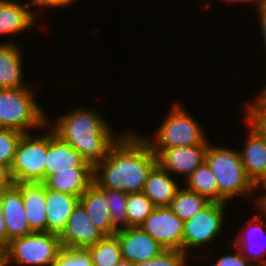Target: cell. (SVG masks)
<instances>
[{
    "instance_id": "obj_7",
    "label": "cell",
    "mask_w": 266,
    "mask_h": 266,
    "mask_svg": "<svg viewBox=\"0 0 266 266\" xmlns=\"http://www.w3.org/2000/svg\"><path fill=\"white\" fill-rule=\"evenodd\" d=\"M48 150V132L41 136L24 133L10 168L14 184L43 183Z\"/></svg>"
},
{
    "instance_id": "obj_3",
    "label": "cell",
    "mask_w": 266,
    "mask_h": 266,
    "mask_svg": "<svg viewBox=\"0 0 266 266\" xmlns=\"http://www.w3.org/2000/svg\"><path fill=\"white\" fill-rule=\"evenodd\" d=\"M205 162L216 176L218 202L227 203L236 196L257 192V186L247 176L239 150L208 144Z\"/></svg>"
},
{
    "instance_id": "obj_29",
    "label": "cell",
    "mask_w": 266,
    "mask_h": 266,
    "mask_svg": "<svg viewBox=\"0 0 266 266\" xmlns=\"http://www.w3.org/2000/svg\"><path fill=\"white\" fill-rule=\"evenodd\" d=\"M24 133L0 127V164L11 168L18 143Z\"/></svg>"
},
{
    "instance_id": "obj_12",
    "label": "cell",
    "mask_w": 266,
    "mask_h": 266,
    "mask_svg": "<svg viewBox=\"0 0 266 266\" xmlns=\"http://www.w3.org/2000/svg\"><path fill=\"white\" fill-rule=\"evenodd\" d=\"M114 235L120 242L122 259L134 264L150 260L165 250L140 227L119 229Z\"/></svg>"
},
{
    "instance_id": "obj_37",
    "label": "cell",
    "mask_w": 266,
    "mask_h": 266,
    "mask_svg": "<svg viewBox=\"0 0 266 266\" xmlns=\"http://www.w3.org/2000/svg\"><path fill=\"white\" fill-rule=\"evenodd\" d=\"M8 245V235L5 221L2 215V203L0 200V251H3Z\"/></svg>"
},
{
    "instance_id": "obj_31",
    "label": "cell",
    "mask_w": 266,
    "mask_h": 266,
    "mask_svg": "<svg viewBox=\"0 0 266 266\" xmlns=\"http://www.w3.org/2000/svg\"><path fill=\"white\" fill-rule=\"evenodd\" d=\"M187 257L181 250L165 249L154 258L135 263L134 266H185Z\"/></svg>"
},
{
    "instance_id": "obj_16",
    "label": "cell",
    "mask_w": 266,
    "mask_h": 266,
    "mask_svg": "<svg viewBox=\"0 0 266 266\" xmlns=\"http://www.w3.org/2000/svg\"><path fill=\"white\" fill-rule=\"evenodd\" d=\"M22 191L25 217L32 232H47L46 187L43 183H17Z\"/></svg>"
},
{
    "instance_id": "obj_2",
    "label": "cell",
    "mask_w": 266,
    "mask_h": 266,
    "mask_svg": "<svg viewBox=\"0 0 266 266\" xmlns=\"http://www.w3.org/2000/svg\"><path fill=\"white\" fill-rule=\"evenodd\" d=\"M101 116L92 109L77 107L54 119L51 126L61 140L73 146L93 167L107 156L111 146L122 135H117Z\"/></svg>"
},
{
    "instance_id": "obj_21",
    "label": "cell",
    "mask_w": 266,
    "mask_h": 266,
    "mask_svg": "<svg viewBox=\"0 0 266 266\" xmlns=\"http://www.w3.org/2000/svg\"><path fill=\"white\" fill-rule=\"evenodd\" d=\"M19 47L11 41L0 44V89L26 87L23 82V55Z\"/></svg>"
},
{
    "instance_id": "obj_35",
    "label": "cell",
    "mask_w": 266,
    "mask_h": 266,
    "mask_svg": "<svg viewBox=\"0 0 266 266\" xmlns=\"http://www.w3.org/2000/svg\"><path fill=\"white\" fill-rule=\"evenodd\" d=\"M14 184L10 168L0 164V192Z\"/></svg>"
},
{
    "instance_id": "obj_41",
    "label": "cell",
    "mask_w": 266,
    "mask_h": 266,
    "mask_svg": "<svg viewBox=\"0 0 266 266\" xmlns=\"http://www.w3.org/2000/svg\"><path fill=\"white\" fill-rule=\"evenodd\" d=\"M0 266H4L3 252L2 251H0Z\"/></svg>"
},
{
    "instance_id": "obj_9",
    "label": "cell",
    "mask_w": 266,
    "mask_h": 266,
    "mask_svg": "<svg viewBox=\"0 0 266 266\" xmlns=\"http://www.w3.org/2000/svg\"><path fill=\"white\" fill-rule=\"evenodd\" d=\"M139 227L165 249L183 251L184 221L169 206L155 207Z\"/></svg>"
},
{
    "instance_id": "obj_17",
    "label": "cell",
    "mask_w": 266,
    "mask_h": 266,
    "mask_svg": "<svg viewBox=\"0 0 266 266\" xmlns=\"http://www.w3.org/2000/svg\"><path fill=\"white\" fill-rule=\"evenodd\" d=\"M79 202L94 226L104 235L113 236L118 230L111 223L108 203L105 201V189L94 182L82 193Z\"/></svg>"
},
{
    "instance_id": "obj_6",
    "label": "cell",
    "mask_w": 266,
    "mask_h": 266,
    "mask_svg": "<svg viewBox=\"0 0 266 266\" xmlns=\"http://www.w3.org/2000/svg\"><path fill=\"white\" fill-rule=\"evenodd\" d=\"M60 238L49 232H33L9 241L3 252L4 266H53L61 251Z\"/></svg>"
},
{
    "instance_id": "obj_33",
    "label": "cell",
    "mask_w": 266,
    "mask_h": 266,
    "mask_svg": "<svg viewBox=\"0 0 266 266\" xmlns=\"http://www.w3.org/2000/svg\"><path fill=\"white\" fill-rule=\"evenodd\" d=\"M236 250L235 254L220 256L211 266H255L240 254L238 248Z\"/></svg>"
},
{
    "instance_id": "obj_32",
    "label": "cell",
    "mask_w": 266,
    "mask_h": 266,
    "mask_svg": "<svg viewBox=\"0 0 266 266\" xmlns=\"http://www.w3.org/2000/svg\"><path fill=\"white\" fill-rule=\"evenodd\" d=\"M245 117L250 120L266 138V112L259 111L252 103H246Z\"/></svg>"
},
{
    "instance_id": "obj_25",
    "label": "cell",
    "mask_w": 266,
    "mask_h": 266,
    "mask_svg": "<svg viewBox=\"0 0 266 266\" xmlns=\"http://www.w3.org/2000/svg\"><path fill=\"white\" fill-rule=\"evenodd\" d=\"M186 188L205 196L210 201L218 202V184L216 176L208 164L198 166L185 180Z\"/></svg>"
},
{
    "instance_id": "obj_15",
    "label": "cell",
    "mask_w": 266,
    "mask_h": 266,
    "mask_svg": "<svg viewBox=\"0 0 266 266\" xmlns=\"http://www.w3.org/2000/svg\"><path fill=\"white\" fill-rule=\"evenodd\" d=\"M2 215L5 221L8 243L10 240L33 233L25 217L22 191L16 185L0 192Z\"/></svg>"
},
{
    "instance_id": "obj_36",
    "label": "cell",
    "mask_w": 266,
    "mask_h": 266,
    "mask_svg": "<svg viewBox=\"0 0 266 266\" xmlns=\"http://www.w3.org/2000/svg\"><path fill=\"white\" fill-rule=\"evenodd\" d=\"M262 32V41L266 47V1L256 10Z\"/></svg>"
},
{
    "instance_id": "obj_40",
    "label": "cell",
    "mask_w": 266,
    "mask_h": 266,
    "mask_svg": "<svg viewBox=\"0 0 266 266\" xmlns=\"http://www.w3.org/2000/svg\"><path fill=\"white\" fill-rule=\"evenodd\" d=\"M112 266H134V263L125 259H121L118 263Z\"/></svg>"
},
{
    "instance_id": "obj_24",
    "label": "cell",
    "mask_w": 266,
    "mask_h": 266,
    "mask_svg": "<svg viewBox=\"0 0 266 266\" xmlns=\"http://www.w3.org/2000/svg\"><path fill=\"white\" fill-rule=\"evenodd\" d=\"M210 202L205 196L199 195L184 186L178 189L169 207L182 221H186L205 208Z\"/></svg>"
},
{
    "instance_id": "obj_26",
    "label": "cell",
    "mask_w": 266,
    "mask_h": 266,
    "mask_svg": "<svg viewBox=\"0 0 266 266\" xmlns=\"http://www.w3.org/2000/svg\"><path fill=\"white\" fill-rule=\"evenodd\" d=\"M86 249L91 255L93 266H112L122 259L120 242L115 235L104 236Z\"/></svg>"
},
{
    "instance_id": "obj_34",
    "label": "cell",
    "mask_w": 266,
    "mask_h": 266,
    "mask_svg": "<svg viewBox=\"0 0 266 266\" xmlns=\"http://www.w3.org/2000/svg\"><path fill=\"white\" fill-rule=\"evenodd\" d=\"M33 4V6H39V7H48V8H64L69 5L72 6L74 4V1L76 0H30Z\"/></svg>"
},
{
    "instance_id": "obj_18",
    "label": "cell",
    "mask_w": 266,
    "mask_h": 266,
    "mask_svg": "<svg viewBox=\"0 0 266 266\" xmlns=\"http://www.w3.org/2000/svg\"><path fill=\"white\" fill-rule=\"evenodd\" d=\"M80 197L46 188L47 232L60 236Z\"/></svg>"
},
{
    "instance_id": "obj_19",
    "label": "cell",
    "mask_w": 266,
    "mask_h": 266,
    "mask_svg": "<svg viewBox=\"0 0 266 266\" xmlns=\"http://www.w3.org/2000/svg\"><path fill=\"white\" fill-rule=\"evenodd\" d=\"M260 214L261 213L258 214L259 216L255 214L254 217L249 220L250 222H248L247 226L250 230H246V232L248 231L247 234H244V232L241 233L243 237L240 234L237 235V237L234 238L232 245L235 246V248H238L240 254L255 266H266V222ZM255 240H257V242L259 240L261 241V243L260 241L258 242V245L262 244L264 246L262 250L256 249L257 242L255 244ZM261 248L262 247H260V249ZM256 250H259L258 253H254Z\"/></svg>"
},
{
    "instance_id": "obj_1",
    "label": "cell",
    "mask_w": 266,
    "mask_h": 266,
    "mask_svg": "<svg viewBox=\"0 0 266 266\" xmlns=\"http://www.w3.org/2000/svg\"><path fill=\"white\" fill-rule=\"evenodd\" d=\"M157 164V155L139 134L122 133L107 156L93 167V182L100 189L143 192L148 174Z\"/></svg>"
},
{
    "instance_id": "obj_23",
    "label": "cell",
    "mask_w": 266,
    "mask_h": 266,
    "mask_svg": "<svg viewBox=\"0 0 266 266\" xmlns=\"http://www.w3.org/2000/svg\"><path fill=\"white\" fill-rule=\"evenodd\" d=\"M92 183L93 167H73L53 174L43 182L46 188L79 197Z\"/></svg>"
},
{
    "instance_id": "obj_28",
    "label": "cell",
    "mask_w": 266,
    "mask_h": 266,
    "mask_svg": "<svg viewBox=\"0 0 266 266\" xmlns=\"http://www.w3.org/2000/svg\"><path fill=\"white\" fill-rule=\"evenodd\" d=\"M127 199L128 194L123 191L105 189V201L110 209L111 223L117 230L127 228Z\"/></svg>"
},
{
    "instance_id": "obj_14",
    "label": "cell",
    "mask_w": 266,
    "mask_h": 266,
    "mask_svg": "<svg viewBox=\"0 0 266 266\" xmlns=\"http://www.w3.org/2000/svg\"><path fill=\"white\" fill-rule=\"evenodd\" d=\"M48 128L45 180L53 174L71 170L73 167H93L73 146L61 140L50 127Z\"/></svg>"
},
{
    "instance_id": "obj_39",
    "label": "cell",
    "mask_w": 266,
    "mask_h": 266,
    "mask_svg": "<svg viewBox=\"0 0 266 266\" xmlns=\"http://www.w3.org/2000/svg\"><path fill=\"white\" fill-rule=\"evenodd\" d=\"M222 1H228V2H236V3H240V2H251L253 1L254 2V5L256 6V10L266 1V0H222Z\"/></svg>"
},
{
    "instance_id": "obj_20",
    "label": "cell",
    "mask_w": 266,
    "mask_h": 266,
    "mask_svg": "<svg viewBox=\"0 0 266 266\" xmlns=\"http://www.w3.org/2000/svg\"><path fill=\"white\" fill-rule=\"evenodd\" d=\"M17 2V0H0V35H17L35 25V13L27 8L33 6L32 2L28 1L27 4Z\"/></svg>"
},
{
    "instance_id": "obj_22",
    "label": "cell",
    "mask_w": 266,
    "mask_h": 266,
    "mask_svg": "<svg viewBox=\"0 0 266 266\" xmlns=\"http://www.w3.org/2000/svg\"><path fill=\"white\" fill-rule=\"evenodd\" d=\"M180 187L177 180L157 163L148 174L143 193L156 207L170 206Z\"/></svg>"
},
{
    "instance_id": "obj_8",
    "label": "cell",
    "mask_w": 266,
    "mask_h": 266,
    "mask_svg": "<svg viewBox=\"0 0 266 266\" xmlns=\"http://www.w3.org/2000/svg\"><path fill=\"white\" fill-rule=\"evenodd\" d=\"M227 203L211 201L189 220L184 221L183 252L189 253L204 244H209L220 235L225 221Z\"/></svg>"
},
{
    "instance_id": "obj_4",
    "label": "cell",
    "mask_w": 266,
    "mask_h": 266,
    "mask_svg": "<svg viewBox=\"0 0 266 266\" xmlns=\"http://www.w3.org/2000/svg\"><path fill=\"white\" fill-rule=\"evenodd\" d=\"M34 89H0V127L29 133L49 124L45 111L35 99Z\"/></svg>"
},
{
    "instance_id": "obj_11",
    "label": "cell",
    "mask_w": 266,
    "mask_h": 266,
    "mask_svg": "<svg viewBox=\"0 0 266 266\" xmlns=\"http://www.w3.org/2000/svg\"><path fill=\"white\" fill-rule=\"evenodd\" d=\"M104 235L94 226L83 205L78 202L70 215L65 230L59 236L62 248H88Z\"/></svg>"
},
{
    "instance_id": "obj_27",
    "label": "cell",
    "mask_w": 266,
    "mask_h": 266,
    "mask_svg": "<svg viewBox=\"0 0 266 266\" xmlns=\"http://www.w3.org/2000/svg\"><path fill=\"white\" fill-rule=\"evenodd\" d=\"M155 207L143 192L128 194L126 205L127 227H139Z\"/></svg>"
},
{
    "instance_id": "obj_13",
    "label": "cell",
    "mask_w": 266,
    "mask_h": 266,
    "mask_svg": "<svg viewBox=\"0 0 266 266\" xmlns=\"http://www.w3.org/2000/svg\"><path fill=\"white\" fill-rule=\"evenodd\" d=\"M249 122L248 136L243 149L239 151L244 170L252 182L258 186L266 180V138L261 131Z\"/></svg>"
},
{
    "instance_id": "obj_38",
    "label": "cell",
    "mask_w": 266,
    "mask_h": 266,
    "mask_svg": "<svg viewBox=\"0 0 266 266\" xmlns=\"http://www.w3.org/2000/svg\"><path fill=\"white\" fill-rule=\"evenodd\" d=\"M252 104L259 111L266 112V86H264V89L260 92L258 99H256L255 102L252 101Z\"/></svg>"
},
{
    "instance_id": "obj_5",
    "label": "cell",
    "mask_w": 266,
    "mask_h": 266,
    "mask_svg": "<svg viewBox=\"0 0 266 266\" xmlns=\"http://www.w3.org/2000/svg\"><path fill=\"white\" fill-rule=\"evenodd\" d=\"M170 109L163 123L155 131L154 138L143 136L156 155L164 148L195 146L204 144L209 139L203 126L181 107V104L175 103Z\"/></svg>"
},
{
    "instance_id": "obj_30",
    "label": "cell",
    "mask_w": 266,
    "mask_h": 266,
    "mask_svg": "<svg viewBox=\"0 0 266 266\" xmlns=\"http://www.w3.org/2000/svg\"><path fill=\"white\" fill-rule=\"evenodd\" d=\"M53 266H93L92 258L84 248H62Z\"/></svg>"
},
{
    "instance_id": "obj_10",
    "label": "cell",
    "mask_w": 266,
    "mask_h": 266,
    "mask_svg": "<svg viewBox=\"0 0 266 266\" xmlns=\"http://www.w3.org/2000/svg\"><path fill=\"white\" fill-rule=\"evenodd\" d=\"M208 140L195 146L164 148L157 155V163L171 175H182L185 179L205 162Z\"/></svg>"
}]
</instances>
